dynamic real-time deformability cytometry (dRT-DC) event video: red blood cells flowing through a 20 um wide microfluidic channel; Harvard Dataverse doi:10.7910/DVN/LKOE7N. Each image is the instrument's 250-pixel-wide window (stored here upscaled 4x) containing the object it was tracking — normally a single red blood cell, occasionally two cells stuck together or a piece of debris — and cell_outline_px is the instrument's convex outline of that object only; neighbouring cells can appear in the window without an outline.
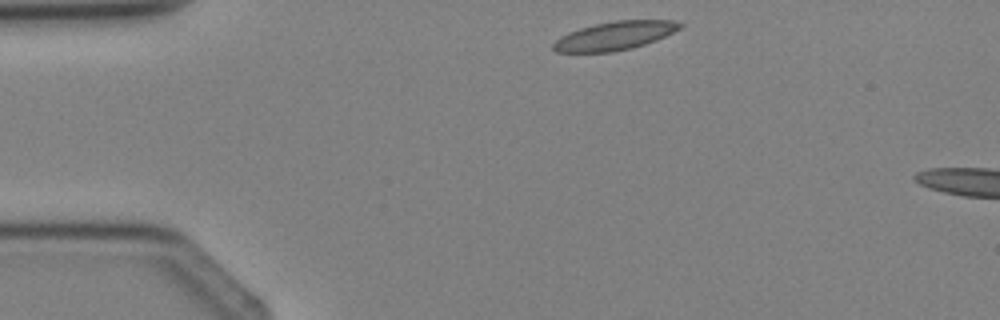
{"species": "Egyptian fruit bat (a non-hibernating species)", "species_latin": "Rousettus aegyptiacus", "temperature_condition": "cold", "stored_images_in_passage": 2, "camera_frame_rate_fps": 3000, "um_per_image_px": 0.085, "animal": {"sex": "female"}, "frame": {"image": 1, "passage_image": 1, "time_ms": 0.0, "image_size_px": [1000, 320], "cell_outline_px": [[684, 24], [680, 28], [656, 40], [632, 48], [612, 52], [556, 52], [552, 48], [552, 44], [560, 36], [568, 32], [580, 28], [596, 24], [616, 20], [672, 20]], "centroid_in_image_um": [52.22, 3.04], "position_along_channel_um": 32.8, "area_um2": 20.92}}